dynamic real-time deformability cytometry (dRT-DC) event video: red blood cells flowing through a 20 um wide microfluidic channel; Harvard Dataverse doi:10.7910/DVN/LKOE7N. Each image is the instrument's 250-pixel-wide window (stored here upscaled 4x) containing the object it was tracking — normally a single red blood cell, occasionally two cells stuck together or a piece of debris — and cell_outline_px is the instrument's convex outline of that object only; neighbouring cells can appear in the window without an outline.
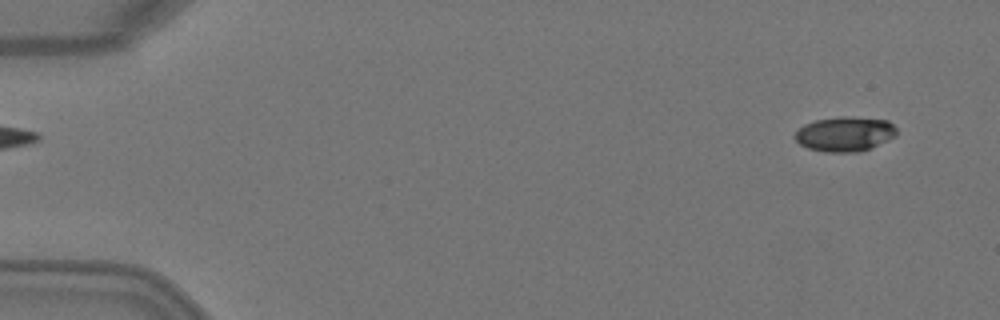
{"species": "Egyptian fruit bat (a non-hibernating species)", "species_latin": "Rousettus aegyptiacus", "temperature_condition": "warm", "stored_images_in_passage": 5, "camera_frame_rate_fps": 3000, "um_per_image_px": 0.085, "animal": {"sex": "female"}, "frame": {"image": 1, "passage_image": 1, "time_ms": 0.0, "image_size_px": [1000, 320], "cell_outline_px": [[896, 136], [860, 152], [824, 152], [808, 148], [800, 144], [792, 136], [804, 124], [816, 120], [840, 116], [844, 116], [888, 120], [896, 128]], "centroid_in_image_um": [71.79, 11.39], "position_along_channel_um": 13.2, "area_um2": 20.52}}
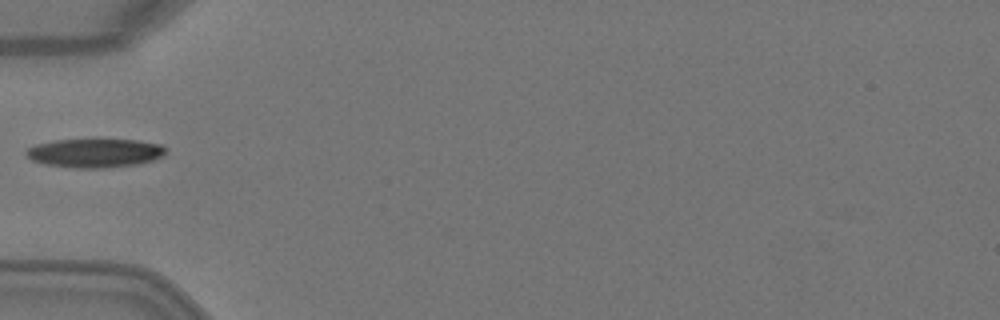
{"frame": {"image": 2, "passage_image": 5, "time_ms": 1.333, "image_size_px": [1000, 320], "cell_outline_px": [[168, 148], [164, 156], [152, 160], [136, 164], [104, 168], [76, 168], [44, 164], [32, 160], [24, 152], [28, 148], [36, 144], [56, 140], [92, 136], [100, 136], [140, 140], [164, 144]], "centroid_in_image_um": [8.13, 12.94], "position_along_channel_um": 76.9, "area_um2": 24.85}}